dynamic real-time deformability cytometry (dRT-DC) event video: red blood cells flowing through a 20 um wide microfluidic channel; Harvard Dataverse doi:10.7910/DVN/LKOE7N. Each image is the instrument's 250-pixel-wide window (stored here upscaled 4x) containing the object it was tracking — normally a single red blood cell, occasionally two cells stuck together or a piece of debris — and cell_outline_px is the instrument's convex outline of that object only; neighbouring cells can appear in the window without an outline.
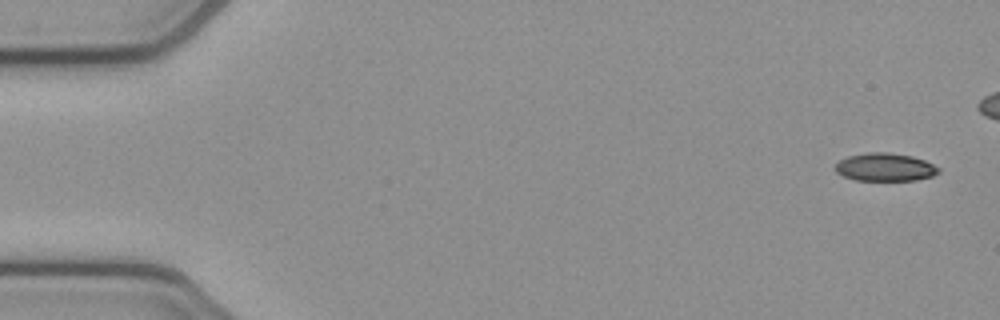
{"species": "common noctule bat (a hibernating species)", "species_latin": "Nyctalus noctula", "temperature_condition": "cold", "stored_images_in_passage": 5, "segment_of_instrument_passage": [2, 2], "camera_frame_rate_fps": 3000, "um_per_image_px": 0.085, "animal": {"sex": "female", "body_mass_g": 21.9}, "frame": {"image": 1, "passage_image": 5, "time_ms": 1.333, "image_size_px": [1000, 320], "cell_outline_px": [[940, 172], [932, 176], [916, 180], [856, 180], [844, 176], [836, 172], [836, 164], [840, 160], [848, 156], [868, 152], [888, 152], [912, 156], [924, 160], [940, 168]], "centroid_in_image_um": [75.25, 14.2], "position_along_channel_um": 9.8, "area_um2": 16.76}}